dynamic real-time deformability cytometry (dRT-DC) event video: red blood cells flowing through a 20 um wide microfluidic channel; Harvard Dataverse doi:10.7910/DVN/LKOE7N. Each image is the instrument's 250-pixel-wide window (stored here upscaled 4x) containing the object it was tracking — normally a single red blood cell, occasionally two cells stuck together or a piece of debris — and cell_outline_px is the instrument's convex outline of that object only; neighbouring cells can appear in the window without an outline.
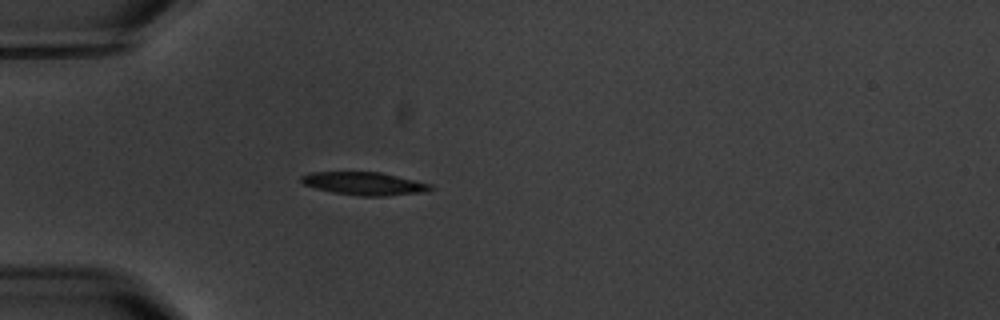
{"species": "common noctule bat (a hibernating species)", "species_latin": "Nyctalus noctula", "temperature_condition": "warm", "stored_images_in_passage": 1, "camera_frame_rate_fps": 3000, "um_per_image_px": 0.085, "animal": {"sex": "male", "body_mass_g": 20.1, "forearm_length_mm": 53.5}, "frame": {"image": 1, "passage_image": 1, "time_ms": 0.0, "image_size_px": [1000, 320], "cell_outline_px": [[436, 188], [428, 192], [384, 196], [360, 196], [332, 192], [316, 188], [304, 184], [300, 180], [300, 176], [308, 172], [380, 172], [432, 184]], "centroid_in_image_um": [31.01, 15.61], "position_along_channel_um": 54.0, "area_um2": 17.46}}